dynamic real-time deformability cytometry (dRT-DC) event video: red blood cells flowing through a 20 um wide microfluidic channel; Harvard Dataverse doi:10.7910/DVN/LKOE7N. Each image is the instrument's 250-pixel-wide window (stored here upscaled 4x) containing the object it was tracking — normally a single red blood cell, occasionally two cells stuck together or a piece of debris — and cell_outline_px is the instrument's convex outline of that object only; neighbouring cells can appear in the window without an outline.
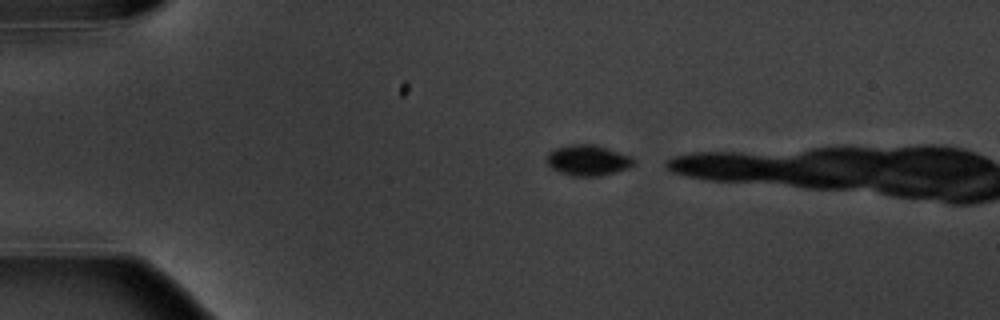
{"species": "common noctule bat (a hibernating species)", "species_latin": "Nyctalus noctula", "temperature_condition": "warm", "stored_images_in_passage": 3, "camera_frame_rate_fps": 3000, "um_per_image_px": 0.085, "animal": {"sex": "male", "body_mass_g": 20.1, "forearm_length_mm": 53.5}, "frame": {"image": 1, "passage_image": 1, "time_ms": 0.0, "image_size_px": [1000, 320], "cell_outline_px": [[636, 164], [628, 168], [616, 172], [600, 176], [572, 176], [556, 172], [544, 164], [544, 160], [548, 152], [556, 148], [572, 144], [592, 144], [632, 156], [636, 160]], "centroid_in_image_um": [49.92, 13.64], "position_along_channel_um": 35.1, "area_um2": 15.95}}